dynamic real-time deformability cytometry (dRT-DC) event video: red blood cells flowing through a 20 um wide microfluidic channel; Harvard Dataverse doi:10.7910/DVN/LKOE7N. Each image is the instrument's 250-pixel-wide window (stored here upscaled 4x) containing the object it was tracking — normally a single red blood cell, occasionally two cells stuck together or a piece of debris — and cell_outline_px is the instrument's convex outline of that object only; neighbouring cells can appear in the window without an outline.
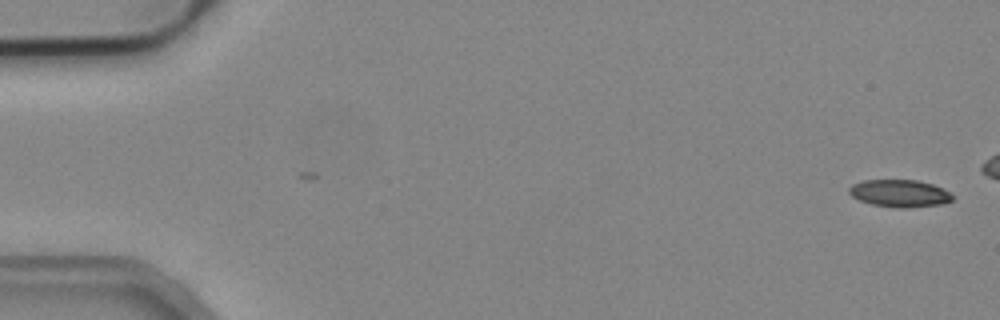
{"species": "common noctule bat (a hibernating species)", "species_latin": "Nyctalus noctula", "temperature_condition": "cold", "stored_images_in_passage": 23, "camera_frame_rate_fps": 3000, "um_per_image_px": 0.085, "animal": {"sex": "male", "body_mass_g": 19.2, "forearm_length_mm": 51.8}, "frame": {"image": 1, "passage_image": 1, "time_ms": 0.0, "image_size_px": [1000, 320], "cell_outline_px": [[952, 200], [940, 204], [904, 208], [900, 208], [872, 204], [860, 200], [852, 196], [848, 192], [848, 188], [852, 184], [864, 180], [916, 180], [932, 184], [944, 188], [952, 196]], "centroid_in_image_um": [76.44, 16.42], "position_along_channel_um": 8.6, "area_um2": 16.3}}